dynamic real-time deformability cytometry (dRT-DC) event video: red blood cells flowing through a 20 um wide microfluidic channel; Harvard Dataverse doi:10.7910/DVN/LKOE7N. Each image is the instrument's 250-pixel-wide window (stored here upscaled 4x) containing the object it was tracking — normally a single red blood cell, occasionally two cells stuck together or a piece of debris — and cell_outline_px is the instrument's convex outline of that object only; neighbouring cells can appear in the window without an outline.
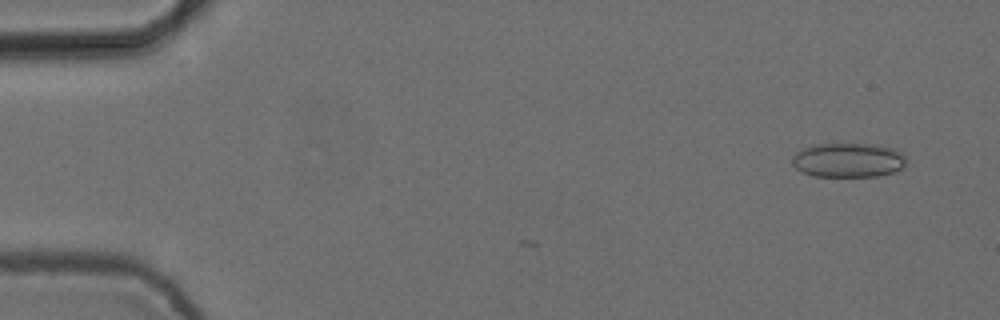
{"species": "common noctule bat (a hibernating species)", "species_latin": "Nyctalus noctula", "temperature_condition": "cold", "stored_images_in_passage": 2, "camera_frame_rate_fps": 3000, "um_per_image_px": 0.085, "animal": {"sex": "female", "body_mass_g": 24.6, "forearm_length_mm": 56.2}, "frame": {"image": 1, "passage_image": 2, "time_ms": 0.333, "image_size_px": [1000, 320], "cell_outline_px": [[904, 164], [896, 172], [876, 176], [816, 176], [804, 172], [796, 168], [792, 164], [792, 156], [796, 152], [812, 144], [876, 144], [892, 148], [900, 152], [904, 156]], "centroid_in_image_um": [72.08, 13.6], "position_along_channel_um": 12.9, "area_um2": 22.72}}